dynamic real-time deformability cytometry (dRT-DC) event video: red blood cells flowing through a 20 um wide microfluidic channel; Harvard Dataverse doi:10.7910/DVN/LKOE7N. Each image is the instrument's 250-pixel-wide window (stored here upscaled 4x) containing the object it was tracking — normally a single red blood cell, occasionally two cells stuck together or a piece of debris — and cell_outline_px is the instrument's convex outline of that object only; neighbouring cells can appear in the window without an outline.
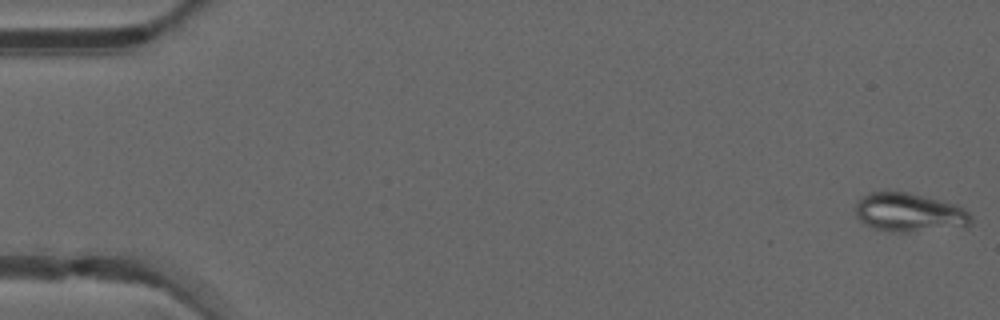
{"species": "common noctule bat (a hibernating species)", "species_latin": "Nyctalus noctula", "temperature_condition": "warm", "stored_images_in_passage": 49, "camera_frame_rate_fps": 3000, "um_per_image_px": 0.085, "animal": {"sex": "male", "forearm_length_mm": 52.5}, "frame": {"image": 1, "passage_image": 1, "time_ms": 0.0, "image_size_px": [1000, 320], "cell_outline_px": [[972, 224], [968, 228], [908, 232], [892, 232], [876, 228], [860, 220], [856, 216], [856, 204], [860, 196], [868, 192], [908, 192], [956, 204], [964, 208], [972, 216]], "centroid_in_image_um": [77.37, 18.08], "position_along_channel_um": 7.6, "area_um2": 26.53}}
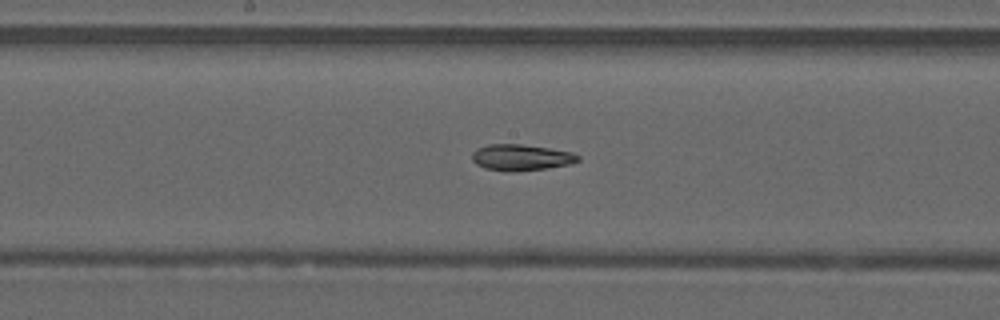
{"frame": {"image": 2, "passage_image": 26, "time_ms": 8.333, "image_size_px": [1000, 320], "cell_outline_px": [[580, 160], [572, 164], [548, 168], [512, 172], [504, 172], [484, 168], [476, 164], [472, 160], [472, 152], [476, 148], [488, 144], [520, 144], [548, 148], [572, 152], [580, 156]], "centroid_in_image_um": [44.28, 13.39], "position_along_channel_um": 203.9, "area_um2": 16.42}}
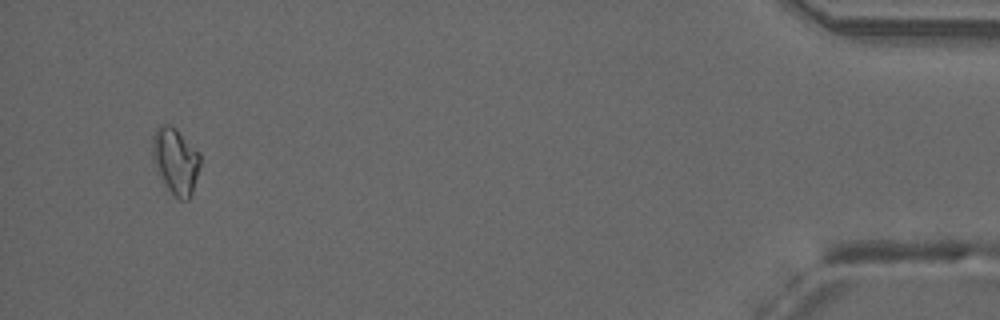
{"frame": {"image": 3, "passage_image": 47, "time_ms": 15.333, "image_size_px": [1000, 320], "cell_outline_px": [[200, 164], [192, 192], [188, 200], [180, 200], [168, 188], [152, 160], [152, 136], [156, 128], [160, 124], [168, 124], [176, 128], [200, 152]], "centroid_in_image_um": [14.92, 13.62], "position_along_channel_um": 420.3, "area_um2": 18.26}, "authors_computed_cell_mechanics": {"area_um2": 16.762, "velocity_mm_per_s": 4.1925, "shape_relaxation_time_tau1_ms": null, "shape_relaxation_time_tau2_ms": 8.3586, "deformation_change_tau1": null, "deformation_change_tau2": 0.1292}}